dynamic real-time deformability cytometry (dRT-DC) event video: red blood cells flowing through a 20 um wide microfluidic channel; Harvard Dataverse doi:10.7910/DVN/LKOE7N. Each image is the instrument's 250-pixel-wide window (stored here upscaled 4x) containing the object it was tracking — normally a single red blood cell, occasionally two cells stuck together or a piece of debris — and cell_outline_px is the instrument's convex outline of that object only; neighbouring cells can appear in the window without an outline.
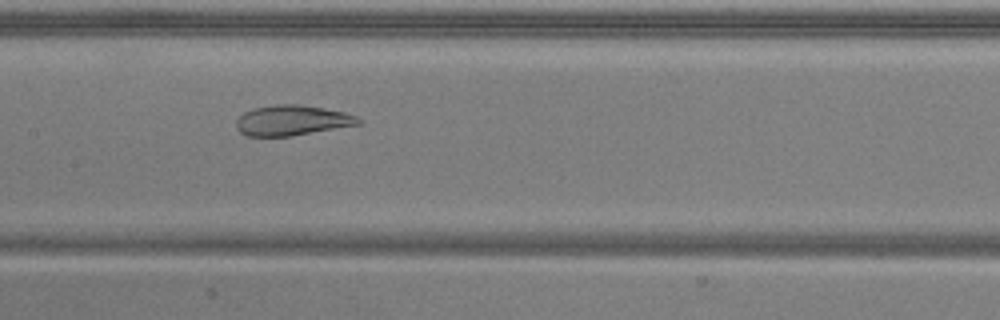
{"species": "common noctule bat (a hibernating species)", "species_latin": "Nyctalus noctula", "temperature_condition": "warm", "stored_images_in_passage": 40, "camera_frame_rate_fps": 3000, "um_per_image_px": 0.085, "animal": {"sex": "male", "body_mass_g": 20.5, "forearm_length_mm": 52.5}, "frame": {"image": 1, "passage_image": 14, "time_ms": 4.333, "image_size_px": [1000, 320], "cell_outline_px": [[364, 124], [292, 136], [248, 136], [240, 132], [236, 128], [236, 120], [244, 112], [252, 108], [276, 104], [296, 104], [344, 112], [356, 116], [364, 120]], "centroid_in_image_um": [24.86, 10.24], "position_along_channel_um": 182.5, "area_um2": 21.73}}
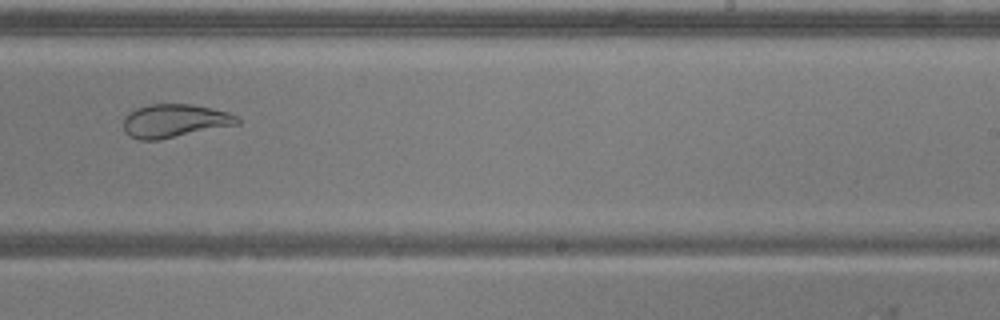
{"frame": {"image": 2, "passage_image": 21, "time_ms": 6.667, "image_size_px": [1000, 320], "cell_outline_px": [[240, 124], [156, 140], [140, 140], [128, 136], [124, 132], [124, 116], [128, 112], [136, 108], [148, 104], [192, 104], [228, 112], [236, 116], [240, 120]], "centroid_in_image_um": [14.8, 10.27], "position_along_channel_um": 274.2, "area_um2": 22.14}}
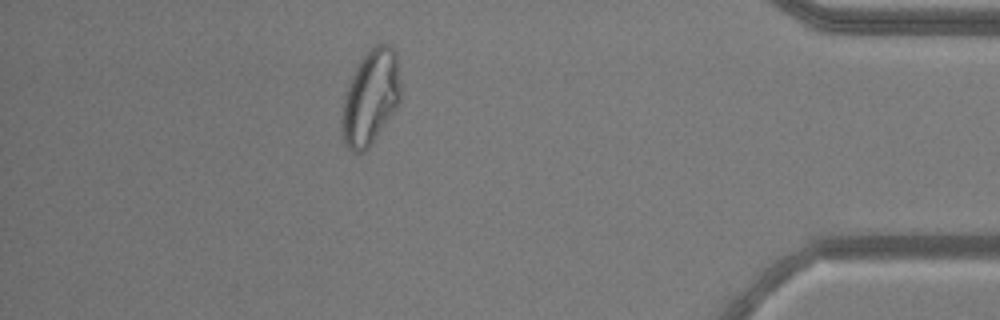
{"frame": {"image": 3, "passage_image": 34, "time_ms": 11.0, "image_size_px": [1000, 320], "cell_outline_px": [[400, 100], [396, 112], [372, 144], [364, 152], [352, 152], [348, 148], [344, 140], [340, 128], [340, 124], [344, 96], [348, 80], [360, 60], [376, 44], [388, 44], [396, 52], [400, 80]], "centroid_in_image_um": [31.5, 8.32], "position_along_channel_um": 403.7, "area_um2": 33.06}, "authors_computed_cell_mechanics": {"area_um2": 26.8481, "velocity_mm_per_s": 3.9464, "shape_relaxation_time_tau1_ms": null, "shape_relaxation_time_tau2_ms": 1.0281, "deformation_change_tau1": null, "deformation_change_tau2": 0.0607}}